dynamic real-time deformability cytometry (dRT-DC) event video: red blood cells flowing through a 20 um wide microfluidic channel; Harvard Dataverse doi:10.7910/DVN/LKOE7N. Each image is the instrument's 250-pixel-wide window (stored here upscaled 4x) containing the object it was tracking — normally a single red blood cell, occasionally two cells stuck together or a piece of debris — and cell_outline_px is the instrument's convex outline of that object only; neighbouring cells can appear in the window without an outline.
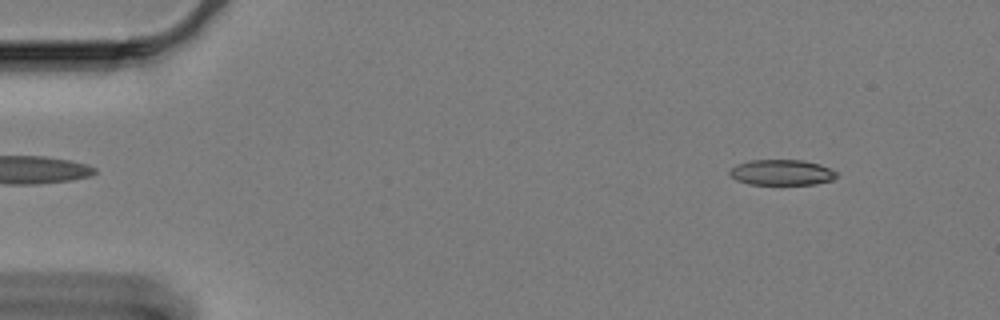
{"species": "Egyptian fruit bat (a non-hibernating species)", "species_latin": "Rousettus aegyptiacus", "temperature_condition": "cold", "stored_images_in_passage": 13, "camera_frame_rate_fps": 3000, "um_per_image_px": 0.085, "animal": {"sex": "female"}, "frame": {"image": 1, "passage_image": 1, "time_ms": 0.0, "image_size_px": [1000, 320], "cell_outline_px": [[836, 176], [832, 180], [816, 184], [748, 184], [736, 180], [728, 172], [736, 164], [748, 160], [804, 160], [820, 164], [836, 172]], "centroid_in_image_um": [66.42, 14.65], "position_along_channel_um": 18.6, "area_um2": 15.9}}
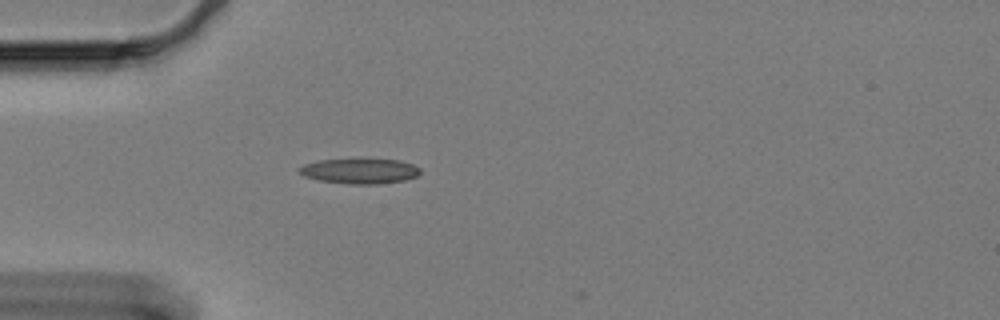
{"frame": {"image": 2, "passage_image": 12, "time_ms": 3.667, "image_size_px": [1000, 320], "cell_outline_px": [[420, 172], [416, 176], [404, 180], [380, 184], [348, 184], [320, 180], [304, 176], [296, 168], [304, 164], [316, 160], [360, 156], [368, 156], [400, 160], [412, 164], [420, 168]], "centroid_in_image_um": [30.56, 14.47], "position_along_channel_um": 54.4, "area_um2": 18.84}}